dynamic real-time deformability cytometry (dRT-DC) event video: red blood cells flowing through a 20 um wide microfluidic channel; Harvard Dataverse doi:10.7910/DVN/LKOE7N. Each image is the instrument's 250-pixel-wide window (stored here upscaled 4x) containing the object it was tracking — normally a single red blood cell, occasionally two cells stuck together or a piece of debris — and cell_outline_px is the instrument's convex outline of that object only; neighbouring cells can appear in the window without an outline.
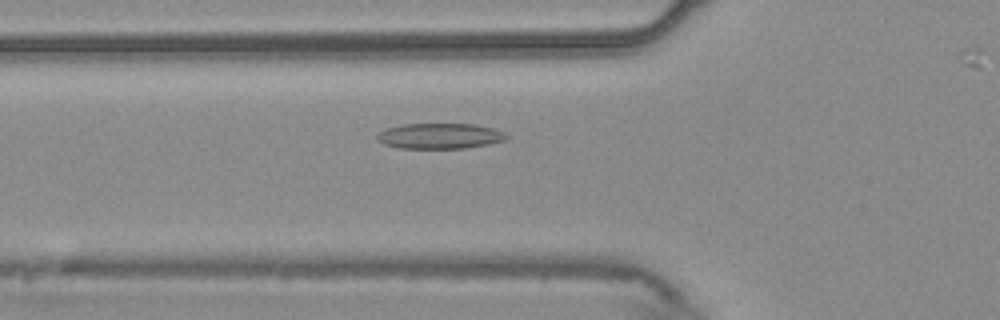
{"species": "common noctule bat (a hibernating species)", "species_latin": "Nyctalus noctula", "temperature_condition": "warm", "stored_images_in_passage": 48, "camera_frame_rate_fps": 3000, "um_per_image_px": 0.085, "animal": {"sex": "male", "body_mass_g": 20.4}, "frame": {"image": 1, "passage_image": 19, "time_ms": 6.0, "image_size_px": [1000, 320], "cell_outline_px": [[508, 140], [488, 144], [464, 148], [400, 148], [384, 144], [376, 140], [376, 136], [380, 132], [388, 128], [400, 124], [476, 124], [492, 128], [504, 132], [508, 136]], "centroid_in_image_um": [37.39, 11.56], "position_along_channel_um": 88.4, "area_um2": 19.25}}
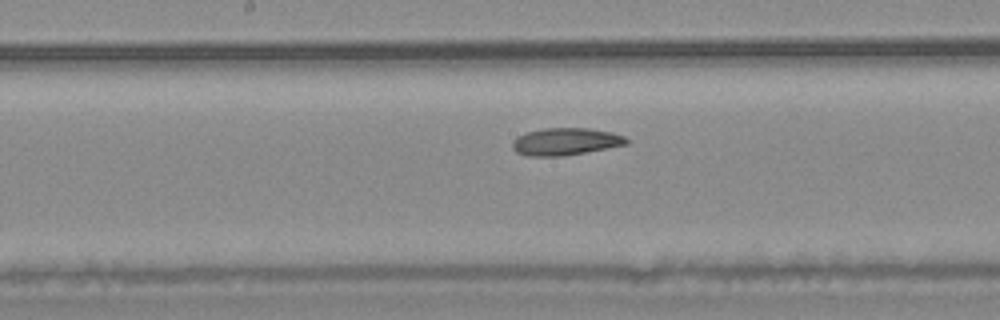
{"frame": {"image": 2, "passage_image": 28, "time_ms": 9.0, "image_size_px": [1000, 320], "cell_outline_px": [[628, 144], [584, 152], [560, 156], [528, 156], [516, 152], [512, 148], [512, 140], [528, 132], [544, 128], [588, 128], [612, 132], [624, 136], [628, 140]], "centroid_in_image_um": [48.06, 12.03], "position_along_channel_um": 200.1, "area_um2": 17.92}}
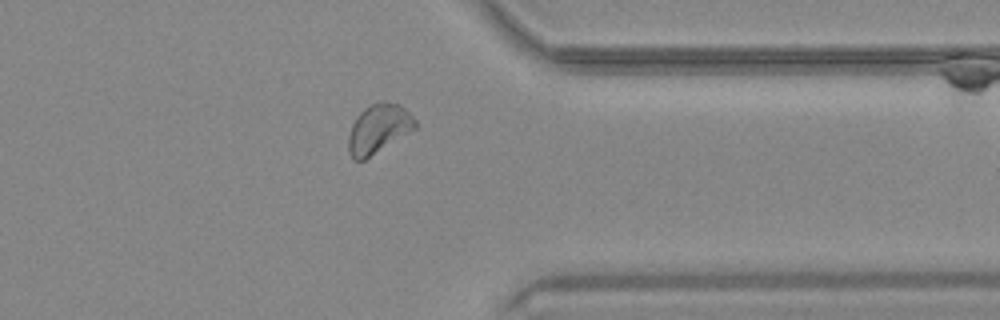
{"frame": {"image": 3, "passage_image": 43, "time_ms": 14.0, "image_size_px": [1000, 320], "cell_outline_px": [[416, 128], [364, 160], [352, 160], [348, 152], [348, 136], [352, 124], [356, 116], [364, 108], [380, 100], [384, 100], [400, 104], [416, 120]], "centroid_in_image_um": [32.15, 10.93], "position_along_channel_um": 379.3, "area_um2": 19.13}, "authors_computed_cell_mechanics": {"area_um2": 19.0162, "velocity_mm_per_s": 3.6962, "shape_relaxation_time_tau1_ms": null, "shape_relaxation_time_tau2_ms": 4.9283, "deformation_change_tau1": null, "deformation_change_tau2": 0.1009}}